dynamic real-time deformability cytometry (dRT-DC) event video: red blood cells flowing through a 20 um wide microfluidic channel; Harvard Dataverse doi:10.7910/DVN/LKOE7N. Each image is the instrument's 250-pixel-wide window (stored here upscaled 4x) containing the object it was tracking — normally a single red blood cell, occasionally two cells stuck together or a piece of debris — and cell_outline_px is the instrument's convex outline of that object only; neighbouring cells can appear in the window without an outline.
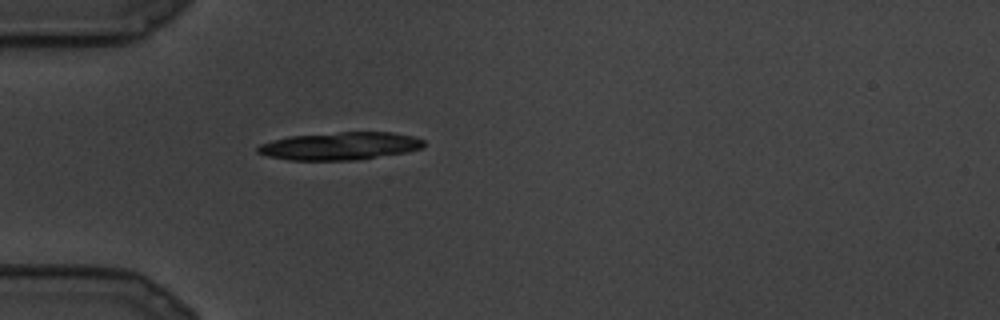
{"species": "common noctule bat (a hibernating species)", "species_latin": "Nyctalus noctula", "temperature_condition": "cold", "stored_images_in_passage": 3, "camera_frame_rate_fps": 3000, "um_per_image_px": 0.085, "animal": {"sex": "male", "body_mass_g": 19.5, "forearm_length_mm": 54.6}, "frame": {"image": 1, "passage_image": 1, "time_ms": 0.0, "image_size_px": [1000, 320], "cell_outline_px": [[424, 148], [404, 152], [356, 160], [288, 160], [268, 156], [256, 152], [256, 148], [260, 144], [272, 140], [288, 136], [340, 132], [392, 132], [416, 136], [424, 140]], "centroid_in_image_um": [28.9, 12.4], "position_along_channel_um": 56.1, "area_um2": 26.93}}
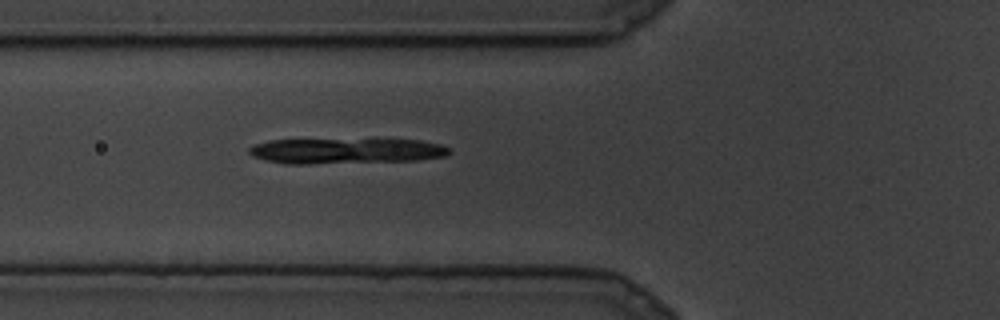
{"frame": {"image": 2, "passage_image": 3, "time_ms": 0.667, "image_size_px": [1000, 320], "cell_outline_px": [[452, 152], [448, 156], [420, 160], [308, 164], [284, 164], [264, 160], [252, 156], [248, 152], [248, 148], [256, 144], [268, 140], [376, 136], [420, 140], [440, 144], [452, 148]], "centroid_in_image_um": [29.48, 12.77], "position_along_channel_um": 96.3, "area_um2": 32.02}}